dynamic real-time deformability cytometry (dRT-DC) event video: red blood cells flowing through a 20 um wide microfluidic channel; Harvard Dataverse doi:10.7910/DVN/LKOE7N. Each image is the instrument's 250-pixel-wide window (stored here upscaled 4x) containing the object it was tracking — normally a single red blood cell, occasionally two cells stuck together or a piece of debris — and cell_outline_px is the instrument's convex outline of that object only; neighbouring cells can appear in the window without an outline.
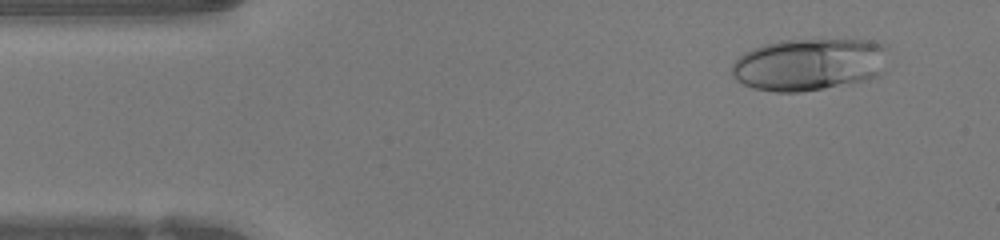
{"species": "human", "species_latin": "Homo sapiens", "temperature_condition": "warm", "stored_images_in_passage": 47, "camera_frame_rate_fps": 3000, "um_per_image_px": 0.085, "donor": {"sex": "female"}, "frame": {"image": 1, "passage_image": 4, "time_ms": 1.0, "image_size_px": [1000, 240], "cell_outline_px": [[888, 44], [884, 72], [880, 76], [868, 80], [824, 88], [800, 92], [776, 92], [752, 88], [736, 80], [732, 76], [732, 64], [744, 52], [752, 48], [764, 44], [780, 40], [872, 40]], "centroid_in_image_um": [68.83, 5.47], "position_along_channel_um": 16.2, "area_um2": 48.21}}
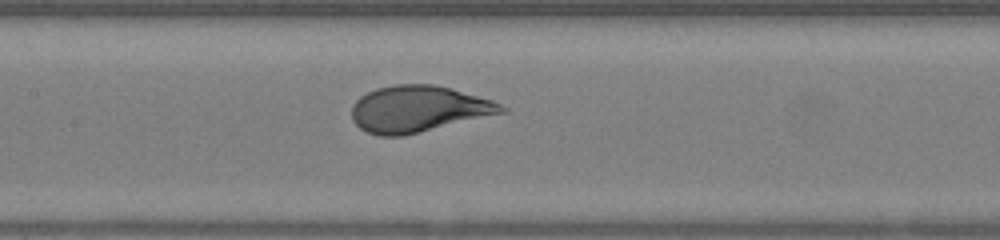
{"frame": {"image": 2, "passage_image": 21, "time_ms": 6.667, "image_size_px": [1000, 240], "cell_outline_px": [[508, 112], [404, 136], [380, 136], [368, 132], [360, 128], [352, 120], [352, 104], [360, 96], [376, 88], [396, 84], [432, 84], [452, 88], [492, 100], [508, 108]], "centroid_in_image_um": [35.58, 9.26], "position_along_channel_um": 171.8, "area_um2": 40.75}}
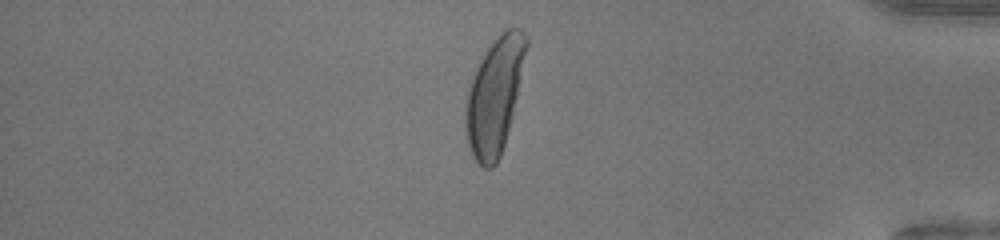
{"frame": {"image": 3, "passage_image": 39, "time_ms": 12.667, "image_size_px": [1000, 240], "cell_outline_px": [[528, 44], [512, 116], [504, 144], [500, 156], [496, 164], [492, 168], [484, 168], [472, 156], [468, 144], [464, 120], [468, 92], [472, 76], [480, 60], [488, 48], [508, 28], [520, 28], [524, 32], [528, 40]], "centroid_in_image_um": [42.03, 8.18], "position_along_channel_um": 393.2, "area_um2": 40.06}, "authors_computed_cell_mechanics": {"area_um2": 40.749, "velocity_mm_per_s": 4.2696, "shape_relaxation_time_tau1_ms": 4.185, "shape_relaxation_time_tau2_ms": null, "deformation_change_tau1": 0.2507, "deformation_change_tau2": null}}